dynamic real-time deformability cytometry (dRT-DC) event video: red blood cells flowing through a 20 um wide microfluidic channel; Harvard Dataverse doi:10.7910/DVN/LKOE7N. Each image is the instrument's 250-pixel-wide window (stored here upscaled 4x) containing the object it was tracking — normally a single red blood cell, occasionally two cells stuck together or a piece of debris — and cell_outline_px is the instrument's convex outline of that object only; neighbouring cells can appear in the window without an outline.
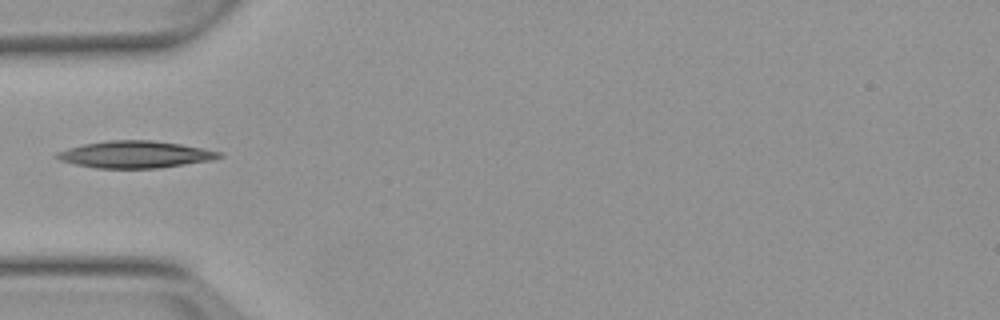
{"species": "Egyptian fruit bat (a non-hibernating species)", "species_latin": "Rousettus aegyptiacus", "temperature_condition": "warm", "stored_images_in_passage": 2, "camera_frame_rate_fps": 3000, "um_per_image_px": 0.085, "animal": {"sex": "female"}, "frame": {"image": 1, "passage_image": 1, "time_ms": 0.0, "image_size_px": [1000, 320], "cell_outline_px": [[224, 156], [212, 160], [156, 168], [96, 168], [76, 164], [60, 160], [52, 156], [56, 152], [68, 148], [84, 144], [108, 140], [152, 140], [180, 144], [220, 152]], "centroid_in_image_um": [11.44, 13.12], "position_along_channel_um": 73.6, "area_um2": 25.32}}
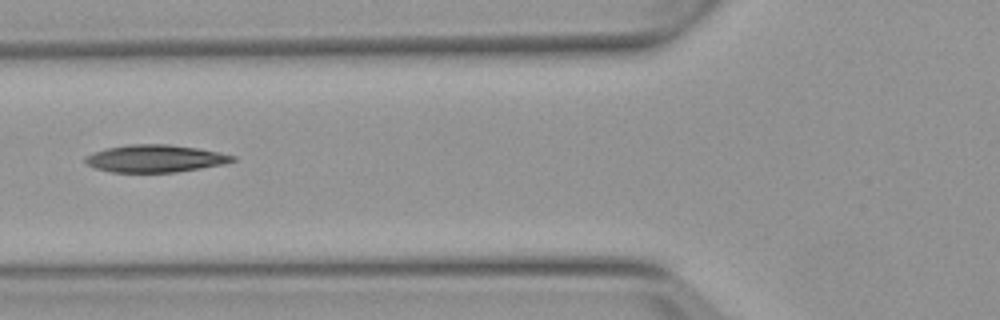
{"frame": {"image": 2, "passage_image": 2, "time_ms": 1.0, "image_size_px": [1000, 320], "cell_outline_px": [[236, 160], [224, 164], [176, 172], [112, 172], [96, 168], [88, 164], [84, 160], [84, 156], [92, 152], [104, 148], [128, 144], [168, 144], [196, 148], [220, 152], [236, 156]], "centroid_in_image_um": [13.17, 13.46], "position_along_channel_um": 112.6, "area_um2": 23.58}}